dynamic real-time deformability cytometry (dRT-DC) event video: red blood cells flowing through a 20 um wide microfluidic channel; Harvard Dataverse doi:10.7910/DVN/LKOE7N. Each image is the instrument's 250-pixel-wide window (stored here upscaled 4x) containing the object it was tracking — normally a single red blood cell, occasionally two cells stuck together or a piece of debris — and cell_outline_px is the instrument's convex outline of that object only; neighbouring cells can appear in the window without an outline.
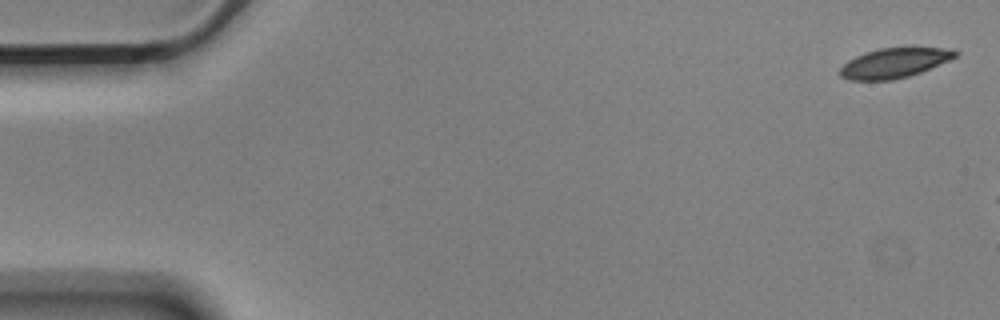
{"species": "Egyptian fruit bat (a non-hibernating species)", "species_latin": "Rousettus aegyptiacus", "temperature_condition": "cold", "stored_images_in_passage": 3, "camera_frame_rate_fps": 3000, "um_per_image_px": 0.085, "animal": {"sex": "male"}, "frame": {"image": 1, "passage_image": 1, "time_ms": 0.0, "image_size_px": [1000, 320], "cell_outline_px": [[960, 52], [956, 56], [948, 60], [920, 72], [908, 76], [892, 80], [848, 80], [840, 76], [840, 68], [848, 60], [864, 52], [880, 48], [912, 44], [952, 48]], "centroid_in_image_um": [76.08, 5.28], "position_along_channel_um": 8.9, "area_um2": 20.87}}